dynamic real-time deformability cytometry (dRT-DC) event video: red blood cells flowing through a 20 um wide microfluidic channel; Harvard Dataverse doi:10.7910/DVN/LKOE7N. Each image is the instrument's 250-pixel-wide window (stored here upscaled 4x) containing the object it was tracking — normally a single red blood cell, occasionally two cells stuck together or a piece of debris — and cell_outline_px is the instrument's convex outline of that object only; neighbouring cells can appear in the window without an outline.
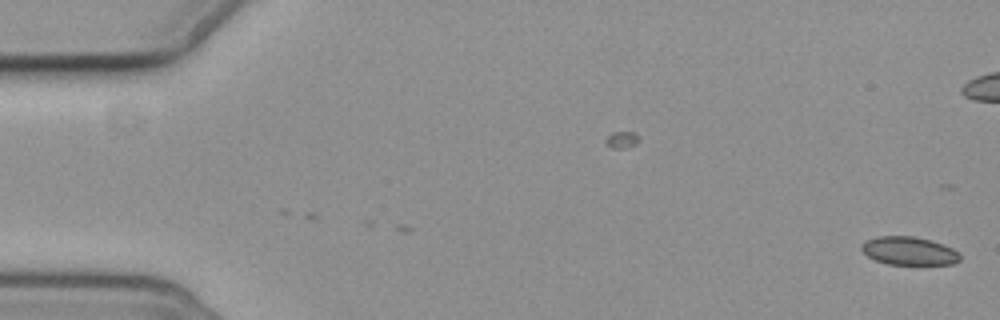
{"species": "common noctule bat (a hibernating species)", "species_latin": "Nyctalus noctula", "temperature_condition": "cold", "stored_images_in_passage": 2, "camera_frame_rate_fps": 3000, "um_per_image_px": 0.085, "animal": {"sex": "female", "body_mass_g": 19.3, "forearm_length_mm": 54.1}, "frame": {"image": 1, "passage_image": 2, "time_ms": 1.333, "image_size_px": [1000, 320], "cell_outline_px": [[960, 260], [952, 264], [888, 264], [876, 260], [868, 256], [860, 248], [860, 244], [876, 236], [912, 236], [928, 240], [952, 248], [960, 252]], "centroid_in_image_um": [77.25, 21.33], "position_along_channel_um": 7.7, "area_um2": 16.01}}